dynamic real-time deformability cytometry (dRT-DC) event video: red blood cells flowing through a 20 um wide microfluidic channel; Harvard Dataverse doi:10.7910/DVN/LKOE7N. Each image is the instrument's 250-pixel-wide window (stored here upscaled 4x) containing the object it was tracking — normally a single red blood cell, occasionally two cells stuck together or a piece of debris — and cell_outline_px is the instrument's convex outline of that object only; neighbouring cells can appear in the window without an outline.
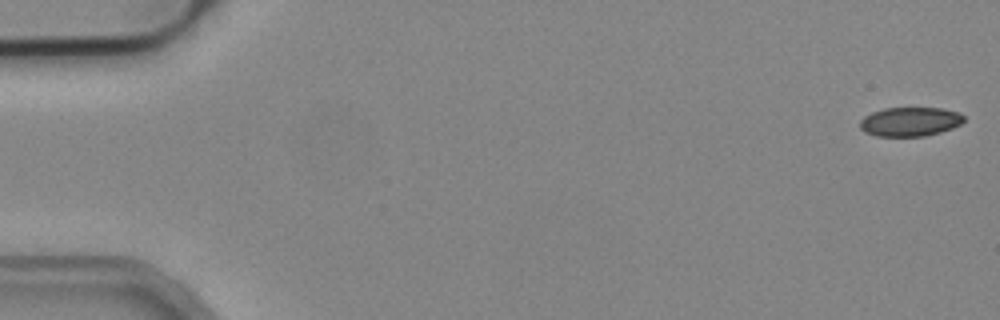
{"species": "common noctule bat (a hibernating species)", "species_latin": "Nyctalus noctula", "temperature_condition": "cold", "stored_images_in_passage": 52, "camera_frame_rate_fps": 3000, "um_per_image_px": 0.085, "animal": {"sex": "male", "body_mass_g": 19.2, "forearm_length_mm": 51.8}, "frame": {"image": 1, "passage_image": 1, "time_ms": 0.0, "image_size_px": [1000, 320], "cell_outline_px": [[964, 120], [960, 124], [952, 128], [940, 132], [924, 136], [876, 136], [864, 132], [860, 128], [860, 120], [864, 116], [872, 112], [884, 108], [940, 108], [960, 112], [964, 116]], "centroid_in_image_um": [77.34, 10.34], "position_along_channel_um": 7.7, "area_um2": 17.69}}
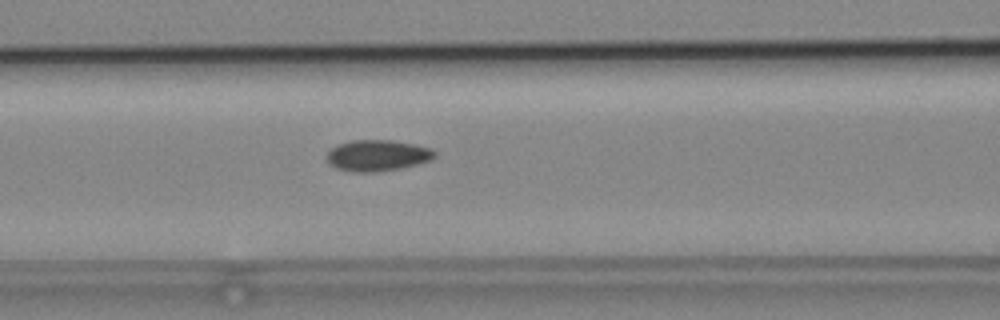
{"frame": {"image": 2, "passage_image": 22, "time_ms": 7.0, "image_size_px": [1000, 320], "cell_outline_px": [[436, 156], [432, 160], [400, 168], [372, 172], [356, 172], [336, 168], [328, 164], [328, 152], [336, 144], [352, 140], [392, 140], [432, 148], [436, 152]], "centroid_in_image_um": [32.09, 13.21], "position_along_channel_um": 134.5, "area_um2": 19.54}}
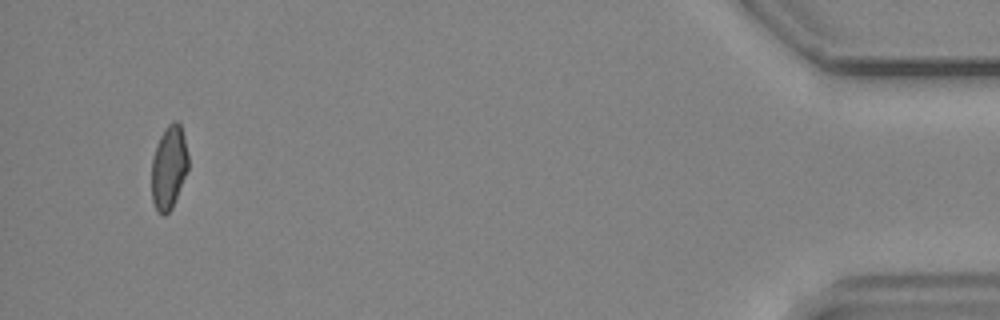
{"frame": {"image": 3, "passage_image": 50, "time_ms": 16.333, "image_size_px": [1000, 320], "cell_outline_px": [[188, 168], [172, 208], [164, 216], [156, 208], [152, 200], [152, 160], [160, 136], [164, 128], [172, 120], [176, 120], [180, 124], [188, 156]], "centroid_in_image_um": [14.35, 14.21], "position_along_channel_um": 420.9, "area_um2": 17.51}}